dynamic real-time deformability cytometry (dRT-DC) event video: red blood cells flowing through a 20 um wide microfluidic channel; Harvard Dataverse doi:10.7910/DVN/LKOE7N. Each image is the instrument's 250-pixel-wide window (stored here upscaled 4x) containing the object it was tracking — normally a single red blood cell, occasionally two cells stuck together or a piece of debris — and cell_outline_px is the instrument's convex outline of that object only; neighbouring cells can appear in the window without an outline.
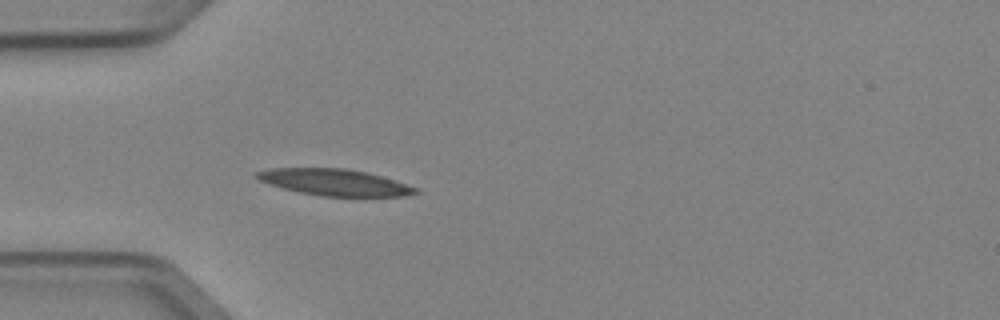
{"species": "Egyptian fruit bat (a non-hibernating species)", "species_latin": "Rousettus aegyptiacus", "temperature_condition": "cold", "stored_images_in_passage": 4, "camera_frame_rate_fps": 3000, "um_per_image_px": 0.085, "animal": {"sex": "female"}, "frame": {"image": 1, "passage_image": 4, "time_ms": 1.0, "image_size_px": [1000, 320], "cell_outline_px": [[420, 192], [404, 196], [320, 196], [300, 192], [284, 188], [260, 180], [256, 176], [256, 172], [272, 168], [348, 168], [368, 172], [420, 188]], "centroid_in_image_um": [28.51, 15.49], "position_along_channel_um": 56.5, "area_um2": 24.33}}